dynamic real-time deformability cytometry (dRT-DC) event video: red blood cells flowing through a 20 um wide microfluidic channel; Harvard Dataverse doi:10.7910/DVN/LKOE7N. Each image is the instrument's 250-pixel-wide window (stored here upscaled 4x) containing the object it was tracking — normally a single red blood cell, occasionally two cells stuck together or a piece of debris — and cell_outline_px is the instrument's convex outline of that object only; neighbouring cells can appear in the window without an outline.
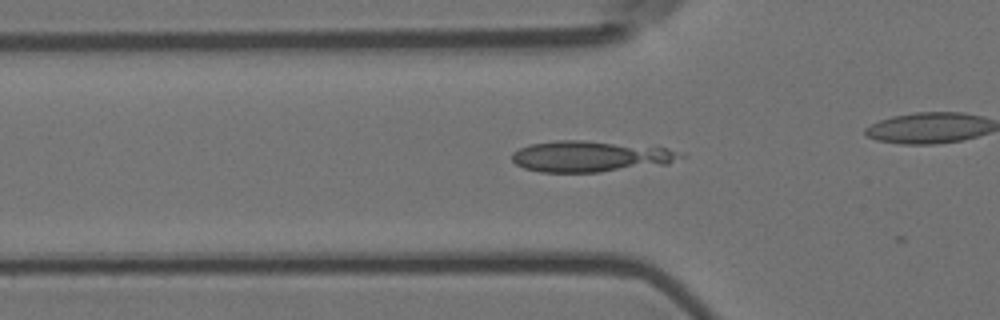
{"species": "Egyptian fruit bat (a non-hibernating species)", "species_latin": "Rousettus aegyptiacus", "temperature_condition": "room temperature", "stored_images_in_passage": 3, "camera_frame_rate_fps": 3000, "um_per_image_px": 0.085, "animal": {"sex": "female"}, "frame": {"image": 1, "passage_image": 2, "time_ms": 0.333, "image_size_px": [1000, 320], "cell_outline_px": [[688, 156], [668, 164], [600, 172], [540, 172], [524, 168], [516, 164], [512, 160], [512, 152], [528, 144], [556, 140], [584, 140], [668, 148], [684, 152]], "centroid_in_image_um": [50.24, 13.29], "position_along_channel_um": 75.6, "area_um2": 30.81}}